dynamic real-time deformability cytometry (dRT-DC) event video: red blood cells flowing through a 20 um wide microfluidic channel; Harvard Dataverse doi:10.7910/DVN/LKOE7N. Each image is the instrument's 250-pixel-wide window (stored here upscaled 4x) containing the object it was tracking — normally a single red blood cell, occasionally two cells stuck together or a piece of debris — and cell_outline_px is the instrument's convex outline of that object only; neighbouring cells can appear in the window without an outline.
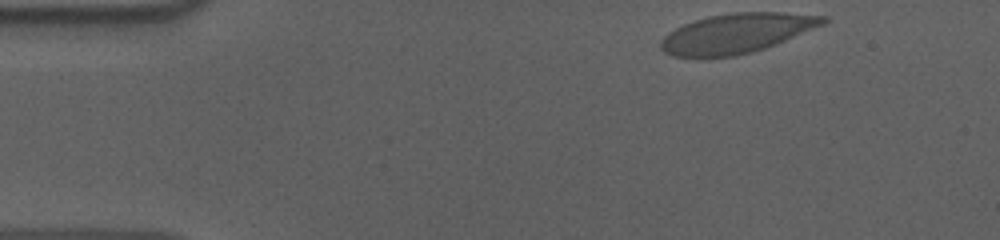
{"species": "human", "species_latin": "Homo sapiens", "temperature_condition": "cold", "stored_images_in_passage": 50, "camera_frame_rate_fps": 3000, "um_per_image_px": 0.085, "donor": {"sex": "male"}, "frame": {"image": 1, "passage_image": 1, "time_ms": 0.0, "image_size_px": [1000, 240], "cell_outline_px": [[828, 20], [824, 24], [764, 48], [752, 52], [736, 56], [672, 56], [664, 52], [660, 48], [660, 40], [668, 32], [684, 24], [708, 16], [732, 12], [780, 12], [828, 16]], "centroid_in_image_um": [62.6, 2.81], "position_along_channel_um": 22.4, "area_um2": 37.05}}
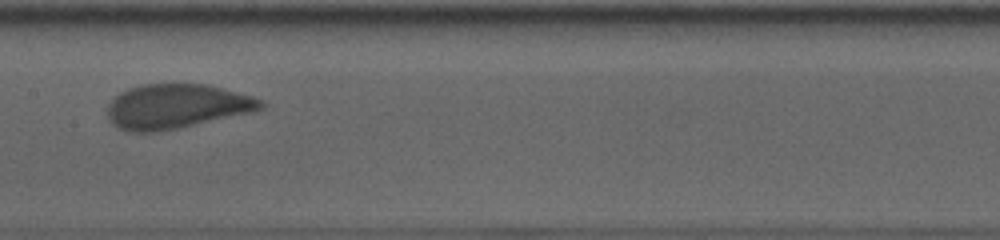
{"frame": {"image": 2, "passage_image": 22, "time_ms": 7.0, "image_size_px": [1000, 240], "cell_outline_px": [[268, 104], [264, 108], [256, 112], [156, 132], [128, 132], [116, 128], [108, 120], [108, 104], [112, 96], [128, 88], [140, 84], [208, 84], [252, 96], [264, 100]], "centroid_in_image_um": [15.0, 9.04], "position_along_channel_um": 192.4, "area_um2": 40.4}}
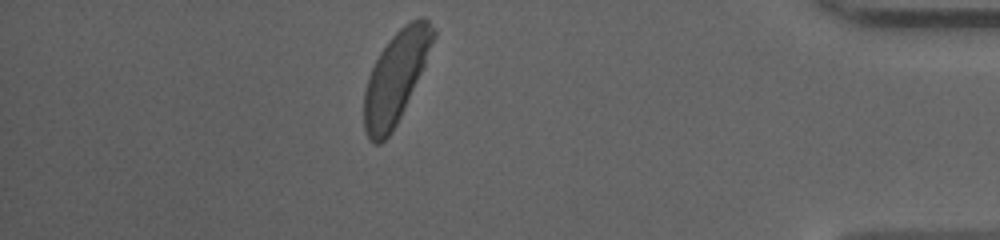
{"frame": {"image": 3, "passage_image": 43, "time_ms": 14.0, "image_size_px": [1000, 240], "cell_outline_px": [[436, 36], [424, 64], [404, 108], [392, 132], [380, 144], [372, 144], [364, 128], [364, 92], [368, 76], [380, 52], [392, 36], [404, 24], [420, 16], [424, 16], [436, 28]], "centroid_in_image_um": [33.63, 6.54], "position_along_channel_um": 401.6, "area_um2": 36.24}, "authors_computed_cell_mechanics": {"area_um2": 38.8127, "velocity_mm_per_s": 3.5824, "shape_relaxation_time_tau1_ms": 4.075, "shape_relaxation_time_tau2_ms": null, "deformation_change_tau1": 0.1272, "deformation_change_tau2": null}}